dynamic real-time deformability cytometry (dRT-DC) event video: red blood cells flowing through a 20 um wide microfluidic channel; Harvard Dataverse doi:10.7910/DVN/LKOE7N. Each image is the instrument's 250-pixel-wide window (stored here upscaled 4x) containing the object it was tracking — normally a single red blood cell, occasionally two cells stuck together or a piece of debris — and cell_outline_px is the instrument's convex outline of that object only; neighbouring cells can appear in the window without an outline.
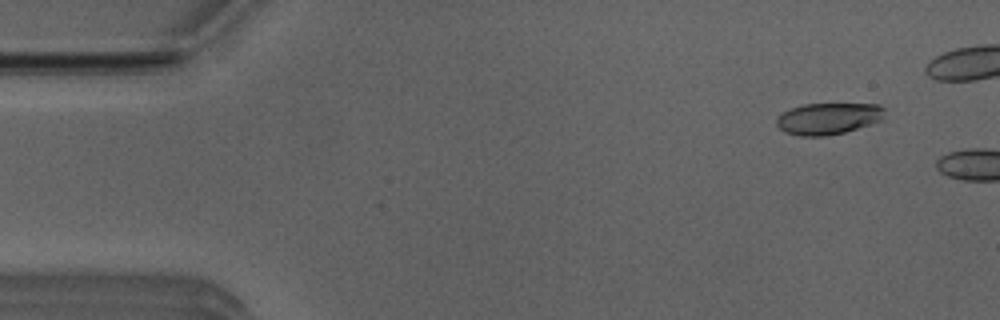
{"species": "Egyptian fruit bat (a non-hibernating species)", "species_latin": "Rousettus aegyptiacus", "temperature_condition": "room temperature", "stored_images_in_passage": 6, "camera_frame_rate_fps": 3000, "um_per_image_px": 0.085, "animal": {"sex": "male"}, "frame": {"image": 1, "passage_image": 4, "time_ms": 1.0, "image_size_px": [1000, 320], "cell_outline_px": [[884, 108], [880, 120], [844, 132], [824, 136], [800, 136], [784, 132], [776, 124], [776, 120], [784, 112], [792, 108], [804, 104], [880, 104]], "centroid_in_image_um": [70.36, 10.08], "position_along_channel_um": 14.6, "area_um2": 19.48}}